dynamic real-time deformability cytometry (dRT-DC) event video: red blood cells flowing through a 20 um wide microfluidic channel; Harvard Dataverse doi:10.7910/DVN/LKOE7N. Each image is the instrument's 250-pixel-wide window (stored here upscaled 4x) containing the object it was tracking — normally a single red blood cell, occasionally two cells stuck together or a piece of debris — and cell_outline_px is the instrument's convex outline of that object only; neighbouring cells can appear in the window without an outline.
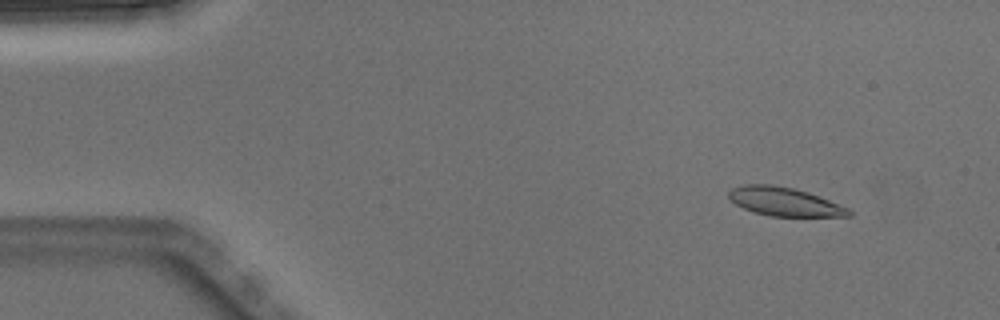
{"species": "Egyptian fruit bat (a non-hibernating species)", "species_latin": "Rousettus aegyptiacus", "temperature_condition": "warm", "stored_images_in_passage": 5, "camera_frame_rate_fps": 3000, "um_per_image_px": 0.085, "animal": {"sex": "male"}, "frame": {"image": 1, "passage_image": 2, "time_ms": 0.333, "image_size_px": [1000, 320], "cell_outline_px": [[852, 216], [768, 216], [744, 208], [736, 204], [728, 196], [728, 192], [732, 188], [744, 184], [772, 184], [792, 188], [808, 192], [848, 208], [852, 212]], "centroid_in_image_um": [66.66, 17.13], "position_along_channel_um": 18.3, "area_um2": 19.77}}
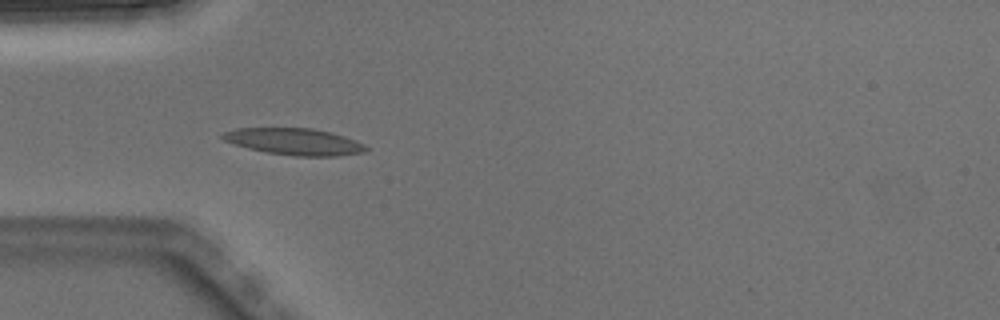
{"frame": {"image": 2, "passage_image": 4, "time_ms": 1.0, "image_size_px": [1000, 320], "cell_outline_px": [[368, 148], [364, 152], [336, 156], [296, 156], [268, 152], [248, 148], [224, 140], [220, 136], [224, 132], [236, 128], [312, 128], [332, 132], [344, 136], [364, 144]], "centroid_in_image_um": [25.03, 12.03], "position_along_channel_um": 60.0, "area_um2": 22.08}}